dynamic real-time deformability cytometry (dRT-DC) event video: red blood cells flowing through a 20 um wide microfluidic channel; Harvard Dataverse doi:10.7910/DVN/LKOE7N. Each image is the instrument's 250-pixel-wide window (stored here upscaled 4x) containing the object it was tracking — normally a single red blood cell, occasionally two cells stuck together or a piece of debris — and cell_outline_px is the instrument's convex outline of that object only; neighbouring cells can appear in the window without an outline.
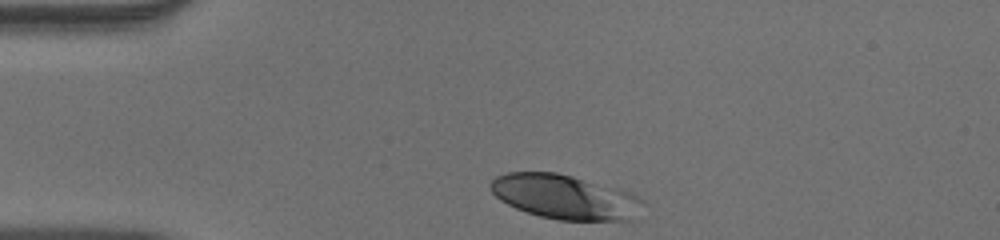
{"species": "human", "species_latin": "Homo sapiens", "temperature_condition": "warm", "stored_images_in_passage": 33, "camera_frame_rate_fps": 3000, "um_per_image_px": 0.085, "donor": {"sex": "male"}, "frame": {"image": 1, "passage_image": 1, "time_ms": 0.0, "image_size_px": [1000, 240], "cell_outline_px": [[644, 204], [632, 220], [560, 220], [540, 216], [516, 208], [500, 200], [488, 188], [488, 184], [496, 176], [508, 172], [556, 172], [572, 176], [632, 192], [644, 200]], "centroid_in_image_um": [48.01, 16.73], "position_along_channel_um": 37.0, "area_um2": 39.48}}
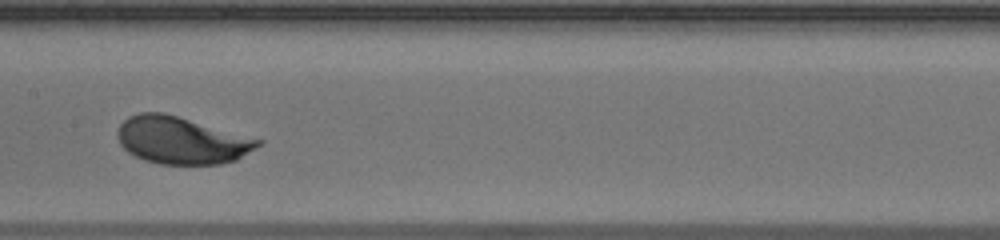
{"frame": {"image": 2, "passage_image": 16, "time_ms": 5.0, "image_size_px": [1000, 240], "cell_outline_px": [[264, 140], [256, 148], [236, 160], [220, 164], [160, 164], [144, 160], [128, 152], [120, 144], [116, 136], [116, 132], [120, 124], [128, 116], [140, 112], [164, 112]], "centroid_in_image_um": [15.41, 11.92], "position_along_channel_um": 192.0, "area_um2": 38.78}}
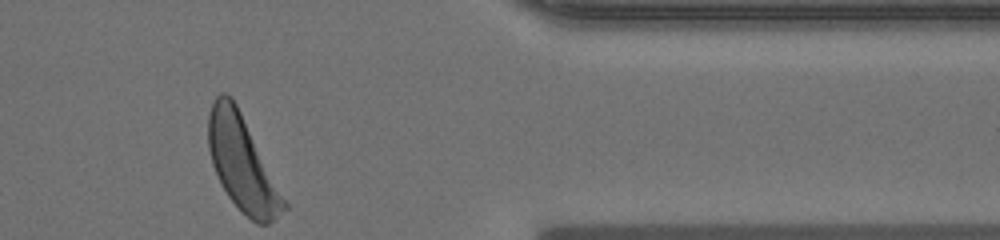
{"frame": {"image": 3, "passage_image": 33, "time_ms": 10.667, "image_size_px": [1000, 240], "cell_outline_px": [[288, 208], [268, 224], [256, 224], [228, 196], [212, 164], [208, 148], [208, 116], [212, 100], [220, 92], [224, 92], [232, 96], [288, 204]], "centroid_in_image_um": [20.57, 13.86], "position_along_channel_um": 390.8, "area_um2": 40.98}, "authors_computed_cell_mechanics": {"area_um2": 38.6104, "velocity_mm_per_s": 3.8812, "shape_relaxation_time_tau1_ms": 2.9146, "shape_relaxation_time_tau2_ms": null, "deformation_change_tau1": 0.1572, "deformation_change_tau2": null}}